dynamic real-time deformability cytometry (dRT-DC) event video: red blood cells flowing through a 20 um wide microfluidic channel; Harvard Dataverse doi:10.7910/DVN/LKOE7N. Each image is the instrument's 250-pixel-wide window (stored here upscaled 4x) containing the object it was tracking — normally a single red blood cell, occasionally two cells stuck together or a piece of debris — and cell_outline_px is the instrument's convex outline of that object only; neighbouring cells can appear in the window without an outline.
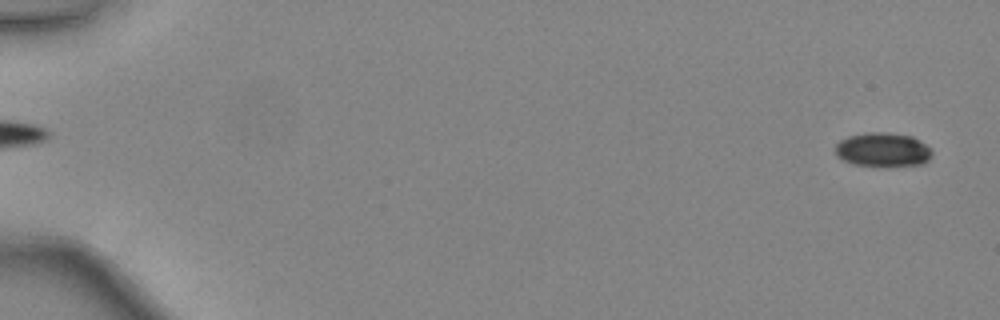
{"species": "common noctule bat (a hibernating species)", "species_latin": "Nyctalus noctula", "temperature_condition": "warm", "stored_images_in_passage": 48, "camera_frame_rate_fps": 3000, "um_per_image_px": 0.085, "animal": {"sex": "female", "body_mass_g": 24.6, "forearm_length_mm": 56.2}, "frame": {"image": 1, "passage_image": 2, "time_ms": 0.333, "image_size_px": [1000, 320], "cell_outline_px": [[932, 156], [924, 164], [888, 168], [856, 164], [844, 160], [836, 156], [836, 144], [840, 140], [848, 136], [864, 132], [888, 132], [912, 136], [920, 140], [932, 152]], "centroid_in_image_um": [75.06, 12.74], "position_along_channel_um": 9.9, "area_um2": 19.65}}
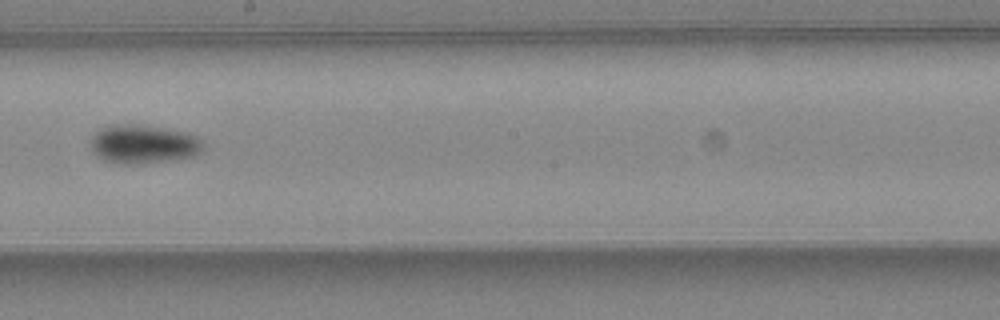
{"frame": {"image": 2, "passage_image": 29, "time_ms": 9.333, "image_size_px": [1000, 320], "cell_outline_px": [[204, 148], [196, 156], [168, 160], [136, 164], [112, 164], [96, 156], [92, 152], [92, 136], [100, 128], [108, 124], [144, 124], [184, 132], [200, 136], [204, 140]], "centroid_in_image_um": [12.2, 12.24], "position_along_channel_um": 236.0, "area_um2": 25.95}}
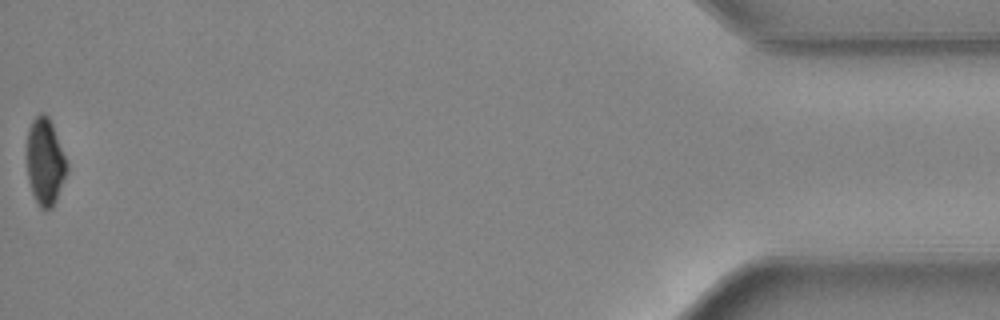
{"frame": {"image": 3, "passage_image": 48, "time_ms": 15.667, "image_size_px": [1000, 320], "cell_outline_px": [[68, 172], [56, 200], [52, 208], [40, 208], [32, 192], [28, 180], [28, 128], [32, 120], [40, 112], [44, 112], [48, 116], [52, 124], [68, 164]], "centroid_in_image_um": [3.85, 13.74], "position_along_channel_um": 431.3, "area_um2": 20.06}, "authors_computed_cell_mechanics": {"area_um2": 22.0218, "velocity_mm_per_s": 4.4719, "shape_relaxation_time_tau1_ms": 3.7248, "shape_relaxation_time_tau2_ms": null, "deformation_change_tau1": 0.1008, "deformation_change_tau2": null}}